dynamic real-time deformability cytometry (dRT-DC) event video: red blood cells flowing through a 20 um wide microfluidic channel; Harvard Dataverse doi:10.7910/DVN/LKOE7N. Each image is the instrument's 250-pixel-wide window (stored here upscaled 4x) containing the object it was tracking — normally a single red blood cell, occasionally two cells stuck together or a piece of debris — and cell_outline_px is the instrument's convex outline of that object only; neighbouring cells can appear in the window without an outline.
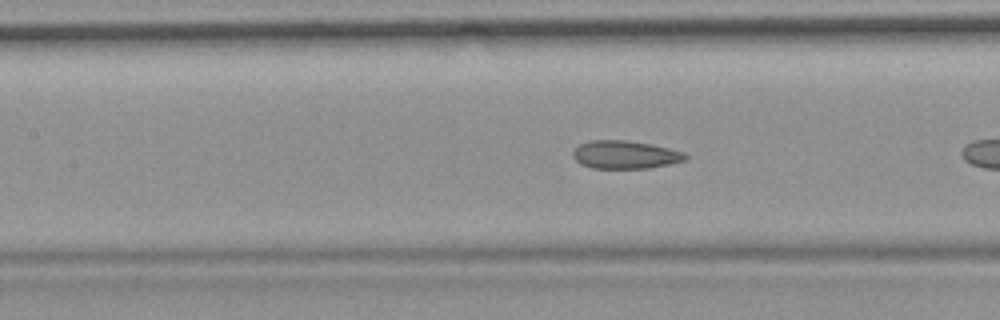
{"species": "common noctule bat (a hibernating species)", "species_latin": "Nyctalus noctula", "temperature_condition": "room temperature", "stored_images_in_passage": 10, "camera_frame_rate_fps": 3000, "um_per_image_px": 0.085, "animal": {"sex": "female", "body_mass_g": 19.9}, "frame": {"image": 1, "passage_image": 9, "time_ms": 2.667, "image_size_px": [1000, 320], "cell_outline_px": [[688, 156], [684, 160], [668, 164], [648, 168], [592, 168], [580, 164], [572, 156], [572, 152], [580, 144], [592, 140], [628, 140], [668, 148], [684, 152]], "centroid_in_image_um": [53.1, 13.15], "position_along_channel_um": 154.3, "area_um2": 18.21}}